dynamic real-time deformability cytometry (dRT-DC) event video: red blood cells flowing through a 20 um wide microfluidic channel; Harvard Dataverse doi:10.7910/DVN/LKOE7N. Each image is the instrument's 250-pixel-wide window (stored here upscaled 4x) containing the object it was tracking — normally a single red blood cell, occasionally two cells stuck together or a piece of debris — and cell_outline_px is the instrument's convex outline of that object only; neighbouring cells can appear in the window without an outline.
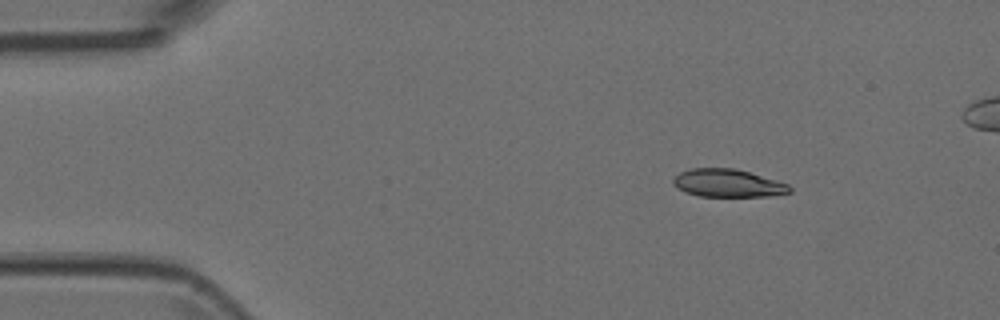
{"species": "Egyptian fruit bat (a non-hibernating species)", "species_latin": "Rousettus aegyptiacus", "temperature_condition": "room temperature", "stored_images_in_passage": 4, "camera_frame_rate_fps": 3000, "um_per_image_px": 0.085, "animal": {"sex": "female"}, "frame": {"image": 1, "passage_image": 2, "time_ms": 0.333, "image_size_px": [1000, 320], "cell_outline_px": [[792, 192], [768, 196], [700, 196], [684, 192], [672, 184], [672, 180], [680, 172], [692, 168], [736, 168], [776, 180], [788, 184], [792, 188]], "centroid_in_image_um": [61.86, 15.56], "position_along_channel_um": 23.1, "area_um2": 18.9}}